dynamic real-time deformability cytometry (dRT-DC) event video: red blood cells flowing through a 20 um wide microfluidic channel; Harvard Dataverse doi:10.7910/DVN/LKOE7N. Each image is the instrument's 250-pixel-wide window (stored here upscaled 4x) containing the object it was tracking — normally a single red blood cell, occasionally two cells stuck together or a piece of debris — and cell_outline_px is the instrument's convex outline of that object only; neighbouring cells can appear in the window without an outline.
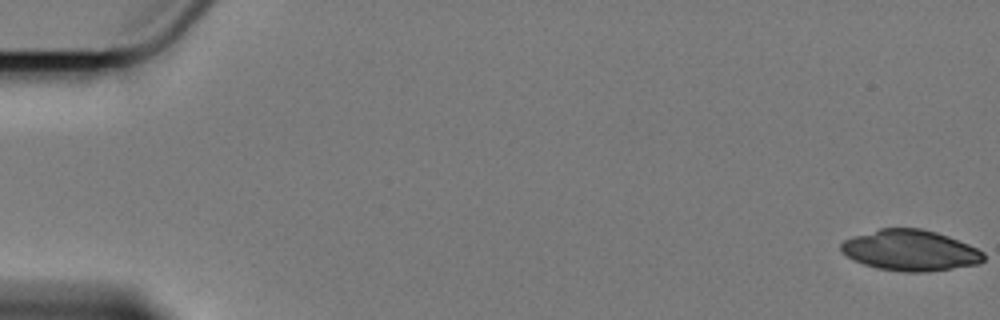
{"species": "Egyptian fruit bat (a non-hibernating species)", "species_latin": "Rousettus aegyptiacus", "temperature_condition": "cold", "stored_images_in_passage": 6, "camera_frame_rate_fps": 3000, "um_per_image_px": 0.085, "animal": {"sex": "female"}, "frame": {"image": 1, "passage_image": 1, "time_ms": 0.0, "image_size_px": [1000, 320], "cell_outline_px": [[984, 260], [980, 264], [924, 272], [904, 272], [876, 268], [864, 264], [848, 256], [840, 248], [840, 244], [844, 240], [852, 236], [880, 228], [920, 228], [936, 232], [948, 236], [968, 244], [984, 252]], "centroid_in_image_um": [77.38, 21.28], "position_along_channel_um": 7.6, "area_um2": 33.81}}